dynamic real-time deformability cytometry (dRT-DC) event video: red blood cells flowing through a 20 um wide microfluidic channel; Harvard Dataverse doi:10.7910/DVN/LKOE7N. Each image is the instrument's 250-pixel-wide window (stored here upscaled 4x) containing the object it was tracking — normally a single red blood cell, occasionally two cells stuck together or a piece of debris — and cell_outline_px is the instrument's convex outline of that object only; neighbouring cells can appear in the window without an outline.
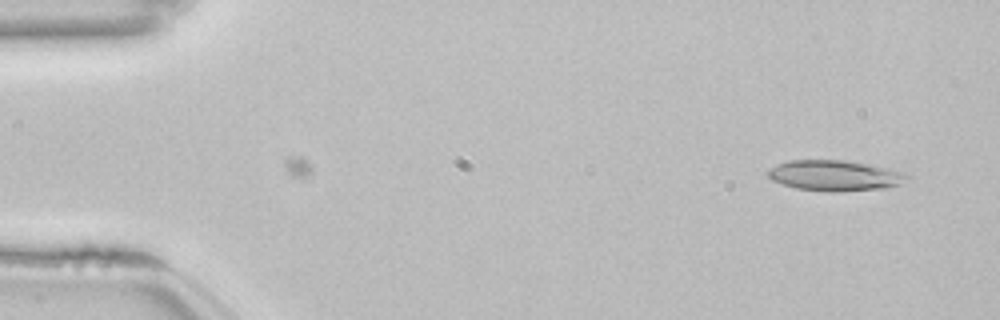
{"species": "common noctule bat (a hibernating species)", "species_latin": "Nyctalus noctula", "temperature_condition": "room temperature", "stored_images_in_passage": 43, "camera_frame_rate_fps": 3000, "um_per_image_px": 0.085, "animal": {"sex": "female", "body_mass_g": 22.7, "forearm_length_mm": 54.2}, "frame": {"image": 1, "passage_image": 1, "time_ms": 0.0, "image_size_px": [1000, 320], "cell_outline_px": [[912, 180], [888, 188], [836, 192], [832, 192], [796, 188], [772, 180], [768, 176], [768, 168], [776, 164], [788, 160], [848, 160], [868, 164], [904, 172], [912, 176]], "centroid_in_image_um": [71.02, 14.92], "position_along_channel_um": 14.0, "area_um2": 25.14}}
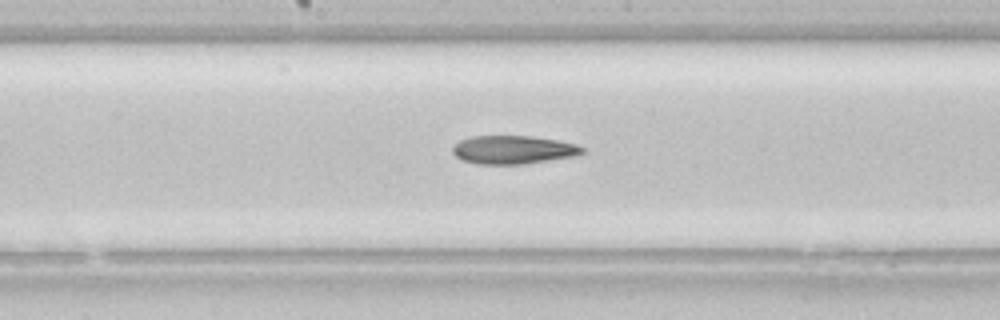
{"frame": {"image": 2, "passage_image": 25, "time_ms": 8.0, "image_size_px": [1000, 320], "cell_outline_px": [[584, 152], [576, 156], [524, 164], [476, 164], [464, 160], [456, 156], [452, 152], [452, 148], [460, 140], [472, 136], [532, 136], [556, 140], [576, 144], [584, 148]], "centroid_in_image_um": [43.63, 12.73], "position_along_channel_um": 204.6, "area_um2": 21.39}}
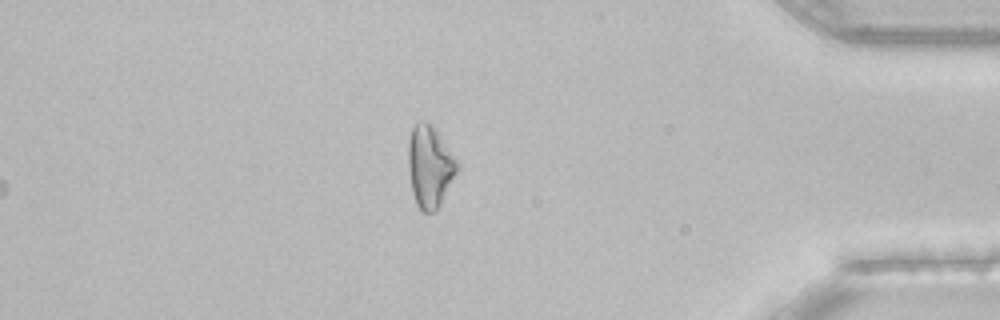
{"frame": {"image": 3, "passage_image": 43, "time_ms": 14.0, "image_size_px": [1000, 320], "cell_outline_px": [[460, 168], [436, 212], [424, 212], [416, 204], [412, 192], [408, 168], [408, 140], [412, 128], [420, 120], [428, 120], [436, 128], [460, 164]], "centroid_in_image_um": [36.55, 14.12], "position_along_channel_um": 398.7, "area_um2": 23.81}, "authors_computed_cell_mechanics": {"area_um2": 22.4842, "velocity_mm_per_s": 3.8534, "shape_relaxation_time_tau1_ms": 8.8128, "shape_relaxation_time_tau2_ms": null, "deformation_change_tau1": 0.2252, "deformation_change_tau2": null}}